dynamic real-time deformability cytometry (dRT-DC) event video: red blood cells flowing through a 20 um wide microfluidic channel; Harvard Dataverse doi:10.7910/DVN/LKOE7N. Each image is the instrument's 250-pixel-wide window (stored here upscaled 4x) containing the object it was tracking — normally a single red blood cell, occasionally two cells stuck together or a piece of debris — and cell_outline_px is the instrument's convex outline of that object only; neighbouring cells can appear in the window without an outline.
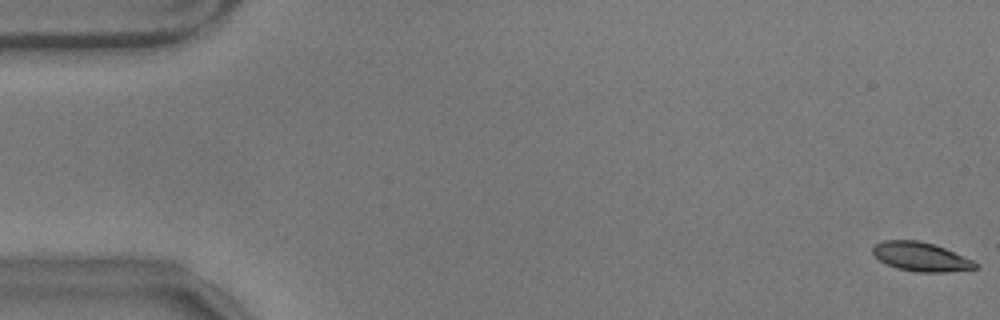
{"species": "common noctule bat (a hibernating species)", "species_latin": "Nyctalus noctula", "temperature_condition": "warm", "stored_images_in_passage": 35, "camera_frame_rate_fps": 3000, "um_per_image_px": 0.085, "animal": {"sex": "male", "body_mass_g": 17.9}, "frame": {"image": 1, "passage_image": 1, "time_ms": 0.0, "image_size_px": [1000, 320], "cell_outline_px": [[980, 264], [976, 268], [944, 272], [916, 272], [896, 268], [880, 260], [872, 252], [872, 248], [876, 244], [884, 240], [920, 240], [944, 248], [972, 260]], "centroid_in_image_um": [78.26, 21.82], "position_along_channel_um": 6.7, "area_um2": 17.11}}